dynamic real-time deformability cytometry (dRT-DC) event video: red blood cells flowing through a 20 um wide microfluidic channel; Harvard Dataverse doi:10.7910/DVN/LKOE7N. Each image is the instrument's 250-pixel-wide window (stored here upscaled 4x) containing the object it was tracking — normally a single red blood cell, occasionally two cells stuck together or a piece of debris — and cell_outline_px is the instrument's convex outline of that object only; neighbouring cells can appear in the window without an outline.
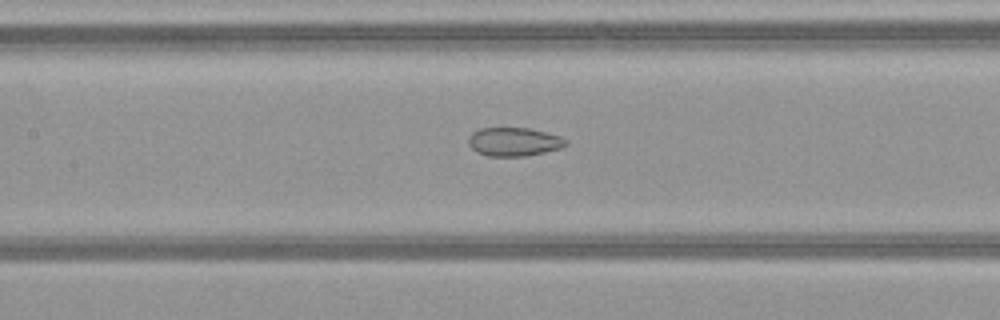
{"species": "common noctule bat (a hibernating species)", "species_latin": "Nyctalus noctula", "temperature_condition": "warm", "stored_images_in_passage": 34, "camera_frame_rate_fps": 3000, "um_per_image_px": 0.085, "animal": {"sex": "female", "body_mass_g": 21.9}, "frame": {"image": 1, "passage_image": 16, "time_ms": 5.0, "image_size_px": [1000, 320], "cell_outline_px": [[568, 144], [560, 148], [544, 152], [524, 156], [488, 156], [476, 152], [468, 144], [468, 136], [472, 132], [480, 128], [532, 128], [560, 136], [568, 140]], "centroid_in_image_um": [43.68, 12.04], "position_along_channel_um": 163.7, "area_um2": 16.36}}
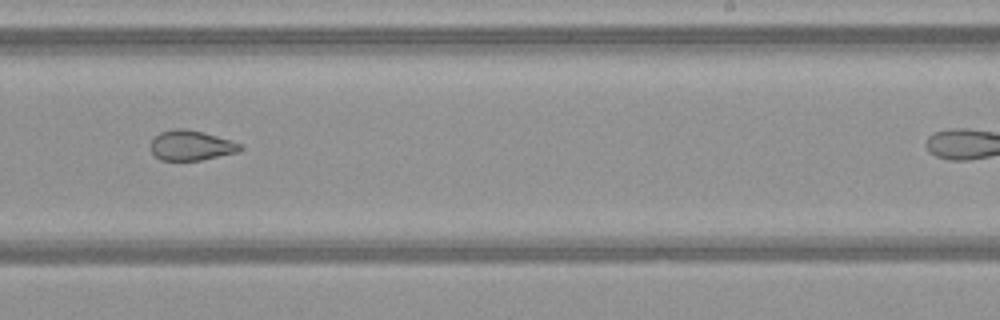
{"frame": {"image": 2, "passage_image": 24, "time_ms": 7.667, "image_size_px": [1000, 320], "cell_outline_px": [[244, 148], [240, 152], [200, 160], [160, 160], [152, 152], [152, 140], [160, 132], [176, 128], [188, 128], [204, 132], [244, 144]], "centroid_in_image_um": [16.32, 12.35], "position_along_channel_um": 272.7, "area_um2": 15.78}}
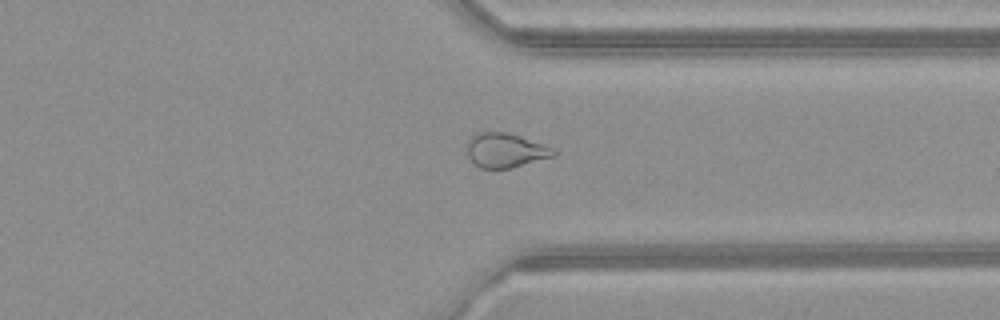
{"frame": {"image": 3, "passage_image": 31, "time_ms": 10.0, "image_size_px": [1000, 320], "cell_outline_px": [[556, 156], [512, 168], [480, 168], [472, 164], [468, 156], [468, 140], [476, 132], [504, 132], [520, 136], [556, 148]], "centroid_in_image_um": [42.99, 12.79], "position_along_channel_um": 368.4, "area_um2": 17.57}}